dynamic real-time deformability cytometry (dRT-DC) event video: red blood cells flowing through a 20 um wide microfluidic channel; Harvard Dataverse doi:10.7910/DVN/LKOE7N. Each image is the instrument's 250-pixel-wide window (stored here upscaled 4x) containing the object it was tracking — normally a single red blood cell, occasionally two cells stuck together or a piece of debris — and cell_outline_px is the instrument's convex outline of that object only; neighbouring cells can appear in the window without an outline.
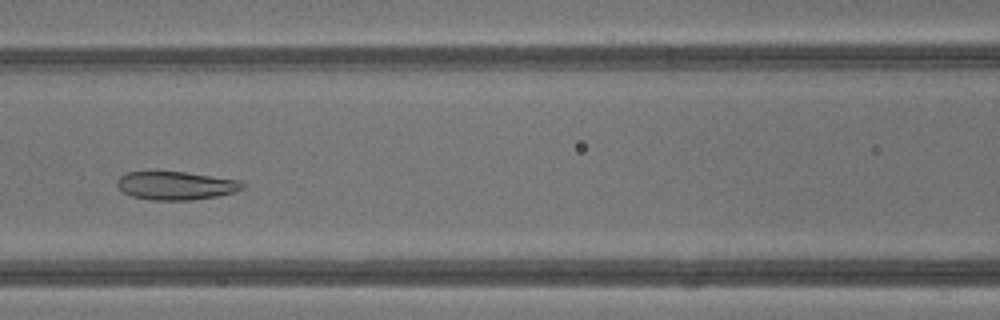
{"species": "common noctule bat (a hibernating species)", "species_latin": "Nyctalus noctula", "temperature_condition": "warm", "stored_images_in_passage": 32, "camera_frame_rate_fps": 3000, "um_per_image_px": 0.085, "animal": {"sex": "male", "body_mass_g": 13.3}, "frame": {"image": 1, "passage_image": 10, "time_ms": 3.0, "image_size_px": [1000, 320], "cell_outline_px": [[244, 188], [236, 192], [216, 196], [192, 200], [148, 200], [132, 196], [124, 192], [116, 184], [116, 180], [120, 176], [128, 172], [184, 172], [240, 180], [244, 184]], "centroid_in_image_um": [14.96, 15.78], "position_along_channel_um": 151.6, "area_um2": 20.63}}
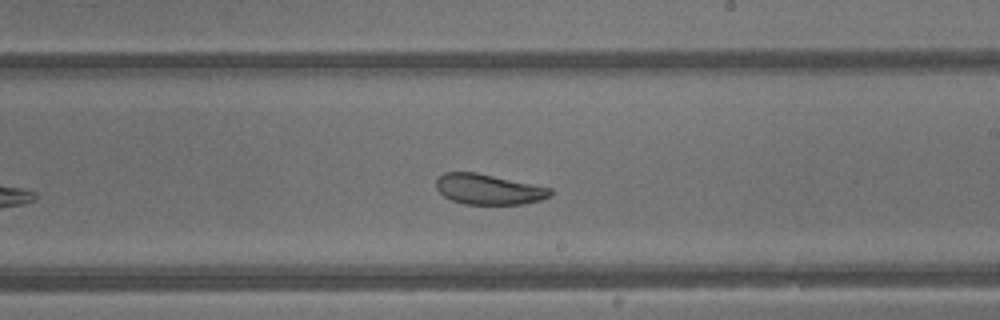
{"frame": {"image": 2, "passage_image": 16, "time_ms": 5.0, "image_size_px": [1000, 320], "cell_outline_px": [[552, 196], [540, 200], [524, 204], [464, 204], [452, 200], [444, 196], [436, 188], [436, 180], [444, 172], [476, 172], [552, 188]], "centroid_in_image_um": [41.54, 16.09], "position_along_channel_um": 247.5, "area_um2": 20.23}}
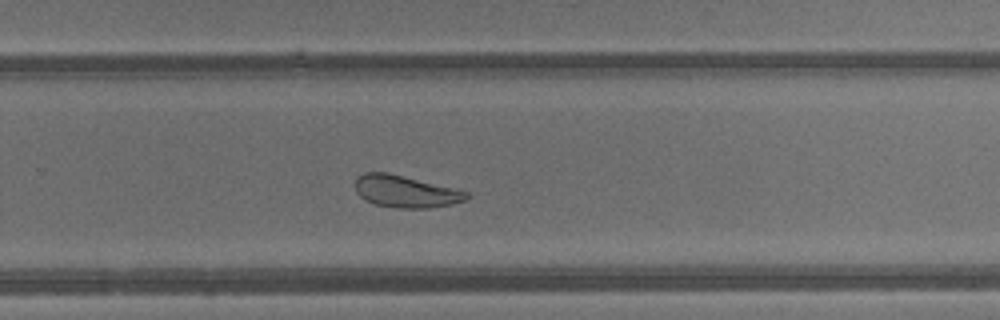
{"frame": {"image": 3, "passage_image": 19, "time_ms": 6.0, "image_size_px": [1000, 320], "cell_outline_px": [[472, 196], [464, 200], [452, 204], [428, 208], [396, 208], [376, 204], [360, 196], [356, 192], [356, 176], [364, 172], [388, 172], [456, 188], [468, 192]], "centroid_in_image_um": [34.5, 16.26], "position_along_channel_um": 295.3, "area_um2": 20.87}, "authors_computed_cell_mechanics": {"area_um2": 22.6576, "velocity_mm_per_s": 4.8133, "shape_relaxation_time_tau1_ms": 4.7032, "shape_relaxation_time_tau2_ms": 2.4242, "deformation_change_tau1": 0.1231, "deformation_change_tau2": 0.0793}}